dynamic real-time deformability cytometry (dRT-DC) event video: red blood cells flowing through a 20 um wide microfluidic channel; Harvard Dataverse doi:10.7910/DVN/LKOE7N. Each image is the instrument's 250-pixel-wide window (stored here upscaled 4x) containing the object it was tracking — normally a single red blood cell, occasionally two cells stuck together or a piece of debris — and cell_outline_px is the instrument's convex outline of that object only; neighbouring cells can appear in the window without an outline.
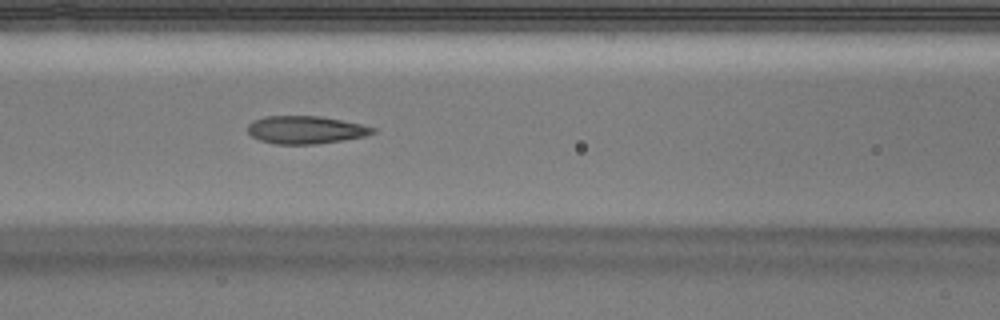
{"species": "Egyptian fruit bat (a non-hibernating species)", "species_latin": "Rousettus aegyptiacus", "temperature_condition": "warm", "stored_images_in_passage": 31, "camera_frame_rate_fps": 3000, "um_per_image_px": 0.085, "animal": {"sex": "male"}, "frame": {"image": 1, "passage_image": 10, "time_ms": 3.0, "image_size_px": [1000, 320], "cell_outline_px": [[376, 132], [364, 136], [344, 140], [316, 144], [276, 144], [260, 140], [252, 136], [248, 132], [248, 124], [252, 120], [264, 116], [320, 116], [360, 124], [376, 128]], "centroid_in_image_um": [25.96, 11.03], "position_along_channel_um": 140.6, "area_um2": 20.23}}
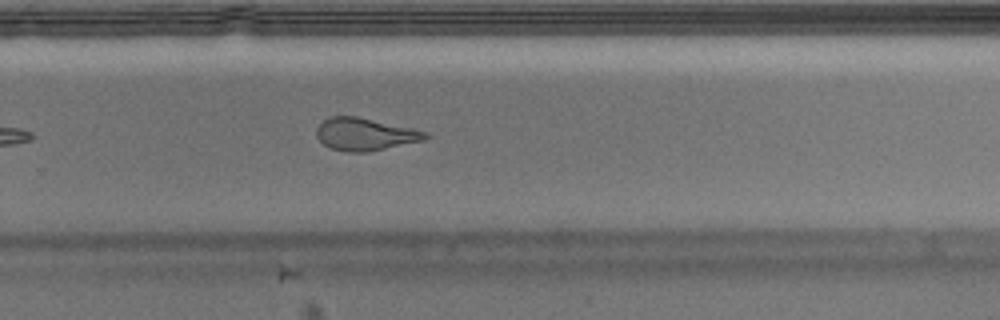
{"frame": {"image": 2, "passage_image": 22, "time_ms": 7.0, "image_size_px": [1000, 320], "cell_outline_px": [[432, 136], [424, 140], [364, 152], [348, 152], [332, 148], [324, 144], [316, 136], [316, 128], [324, 120], [332, 116], [356, 116], [412, 128], [428, 132]], "centroid_in_image_um": [31.04, 11.4], "position_along_channel_um": 298.8, "area_um2": 20.35}, "authors_computed_cell_mechanics": {"area_um2": 20.808, "velocity_mm_per_s": 3.9616, "shape_relaxation_time_tau1_ms": null, "shape_relaxation_time_tau2_ms": 1.7841, "deformation_change_tau1": null, "deformation_change_tau2": 0.1053}}